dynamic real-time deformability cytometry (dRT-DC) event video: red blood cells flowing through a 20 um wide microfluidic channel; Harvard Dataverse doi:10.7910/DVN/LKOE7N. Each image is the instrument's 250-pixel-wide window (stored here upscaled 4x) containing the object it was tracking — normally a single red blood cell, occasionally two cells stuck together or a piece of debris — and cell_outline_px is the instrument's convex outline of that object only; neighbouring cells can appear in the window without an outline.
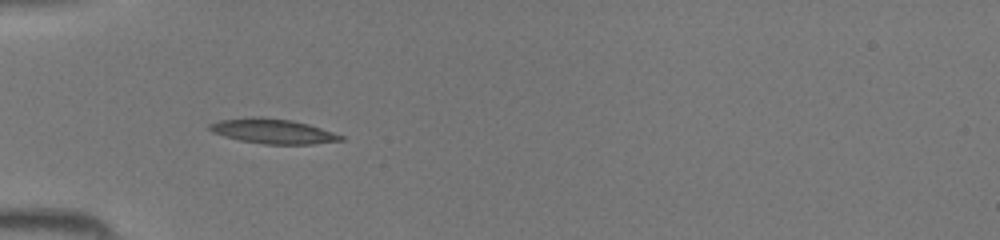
{"species": "common noctule bat (a hibernating species)", "species_latin": "Nyctalus noctula", "temperature_condition": "room temperature", "stored_images_in_passage": 20, "camera_frame_rate_fps": 3000, "um_per_image_px": 0.085, "animal": {"sex": "female", "body_mass_g": 19.5, "forearm_length_mm": 54.1}, "frame": {"image": 1, "passage_image": 4, "time_ms": 1.0, "image_size_px": [1000, 240], "cell_outline_px": [[344, 140], [312, 144], [264, 144], [240, 140], [224, 136], [212, 132], [208, 128], [208, 124], [220, 120], [252, 116], [260, 116], [292, 120], [308, 124], [344, 136]], "centroid_in_image_um": [23.16, 11.14], "position_along_channel_um": 61.8, "area_um2": 18.96}}
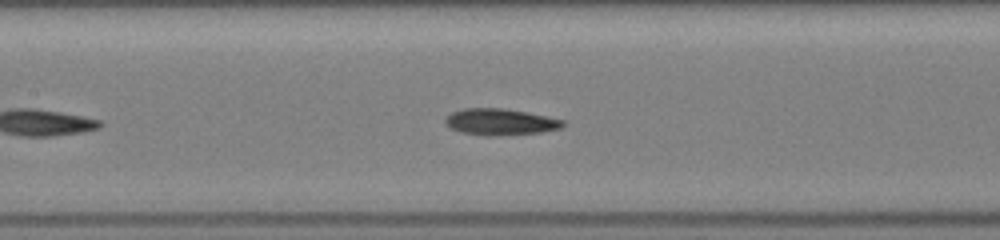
{"frame": {"image": 2, "passage_image": 11, "time_ms": 3.333, "image_size_px": [1000, 240], "cell_outline_px": [[564, 124], [560, 128], [540, 132], [496, 136], [484, 136], [460, 132], [448, 128], [444, 124], [444, 120], [452, 112], [464, 108], [504, 108], [528, 112], [564, 120]], "centroid_in_image_um": [42.47, 10.36], "position_along_channel_um": 164.9, "area_um2": 18.26}}
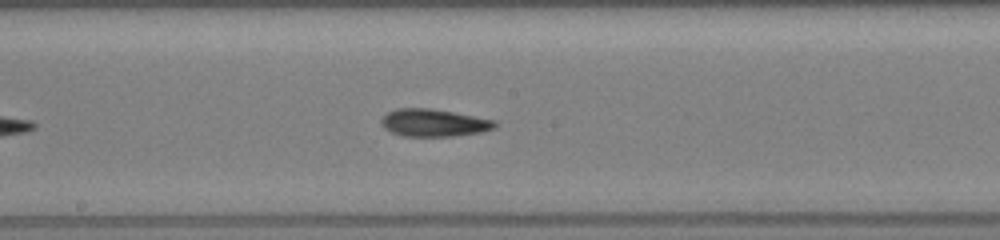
{"frame": {"image": 3, "passage_image": 14, "time_ms": 4.333, "image_size_px": [1000, 240], "cell_outline_px": [[496, 128], [480, 132], [452, 136], [404, 136], [392, 132], [384, 128], [380, 124], [380, 120], [388, 112], [396, 108], [432, 108], [496, 120]], "centroid_in_image_um": [36.86, 10.43], "position_along_channel_um": 211.3, "area_um2": 18.21}}